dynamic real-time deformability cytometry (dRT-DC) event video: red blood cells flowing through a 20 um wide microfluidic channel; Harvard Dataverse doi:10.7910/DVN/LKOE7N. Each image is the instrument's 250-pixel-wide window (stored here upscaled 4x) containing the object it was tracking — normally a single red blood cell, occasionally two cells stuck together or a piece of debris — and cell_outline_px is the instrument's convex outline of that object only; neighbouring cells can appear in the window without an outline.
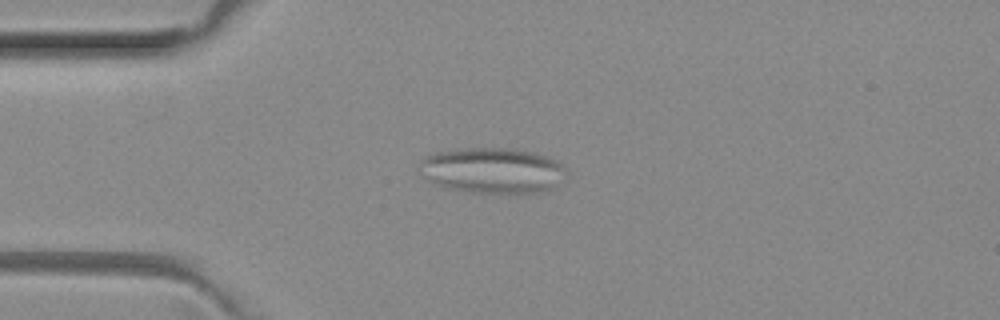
{"species": "common noctule bat (a hibernating species)", "species_latin": "Nyctalus noctula", "temperature_condition": "room temperature", "stored_images_in_passage": 7, "camera_frame_rate_fps": 3000, "um_per_image_px": 0.085, "animal": {"sex": "female", "body_mass_g": 29.2, "forearm_length_mm": 56.3}, "frame": {"image": 1, "passage_image": 4, "time_ms": 1.0, "image_size_px": [1000, 320], "cell_outline_px": [[568, 172], [556, 188], [544, 192], [464, 192], [444, 188], [420, 176], [416, 172], [416, 168], [428, 156], [436, 152], [460, 148], [508, 148], [536, 152], [548, 156], [556, 160]], "centroid_in_image_um": [41.85, 14.49], "position_along_channel_um": 43.2, "area_um2": 39.59}}